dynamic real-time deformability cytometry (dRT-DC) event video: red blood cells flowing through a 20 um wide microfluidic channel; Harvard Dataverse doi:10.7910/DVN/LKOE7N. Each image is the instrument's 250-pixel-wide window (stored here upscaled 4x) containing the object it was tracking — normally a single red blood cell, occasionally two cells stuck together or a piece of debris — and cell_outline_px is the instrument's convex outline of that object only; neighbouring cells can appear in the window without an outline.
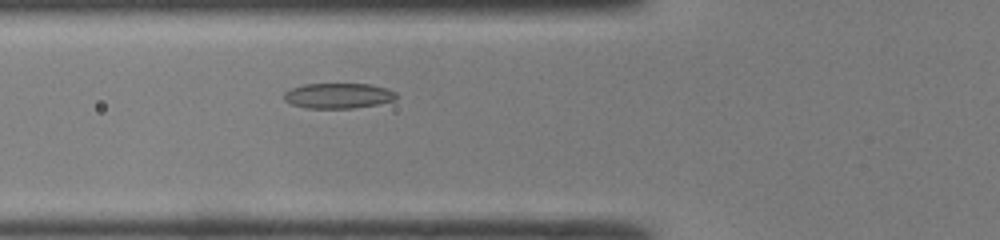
{"species": "common noctule bat (a hibernating species)", "species_latin": "Nyctalus noctula", "temperature_condition": "room temperature", "stored_images_in_passage": 34, "camera_frame_rate_fps": 3000, "um_per_image_px": 0.085, "animal": {"sex": "male", "body_mass_g": 19.0, "forearm_length_mm": 50.8}, "frame": {"image": 1, "passage_image": 4, "time_ms": 1.0, "image_size_px": [1000, 240], "cell_outline_px": [[396, 100], [376, 104], [352, 108], [308, 108], [292, 104], [284, 100], [284, 92], [292, 88], [304, 84], [372, 84], [388, 88], [396, 92]], "centroid_in_image_um": [28.77, 8.13], "position_along_channel_um": 97.0, "area_um2": 16.53}}
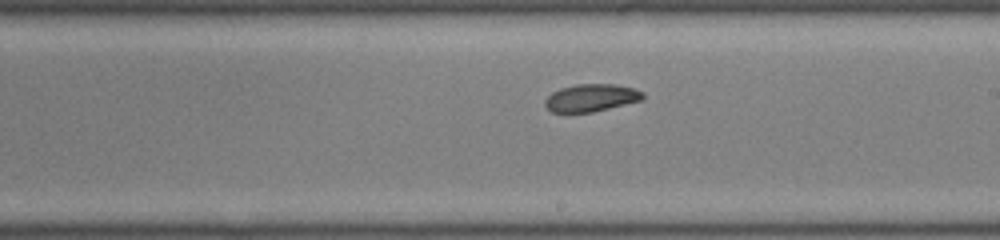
{"frame": {"image": 2, "passage_image": 14, "time_ms": 4.333, "image_size_px": [1000, 240], "cell_outline_px": [[644, 96], [640, 100], [592, 112], [552, 112], [544, 104], [544, 100], [552, 92], [560, 88], [576, 84], [616, 84], [632, 88], [644, 92]], "centroid_in_image_um": [50.22, 8.3], "position_along_channel_um": 238.8, "area_um2": 15.49}}
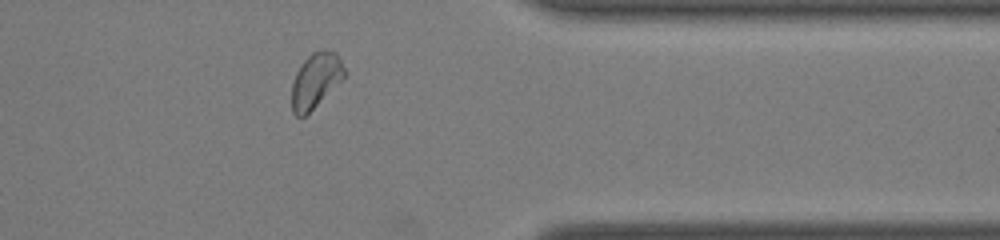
{"frame": {"image": 3, "passage_image": 25, "time_ms": 8.0, "image_size_px": [1000, 240], "cell_outline_px": [[344, 80], [304, 116], [296, 116], [292, 112], [292, 84], [296, 72], [304, 60], [312, 52], [320, 48], [324, 48], [336, 52], [344, 68]], "centroid_in_image_um": [26.84, 6.81], "position_along_channel_um": 384.6, "area_um2": 16.94}}